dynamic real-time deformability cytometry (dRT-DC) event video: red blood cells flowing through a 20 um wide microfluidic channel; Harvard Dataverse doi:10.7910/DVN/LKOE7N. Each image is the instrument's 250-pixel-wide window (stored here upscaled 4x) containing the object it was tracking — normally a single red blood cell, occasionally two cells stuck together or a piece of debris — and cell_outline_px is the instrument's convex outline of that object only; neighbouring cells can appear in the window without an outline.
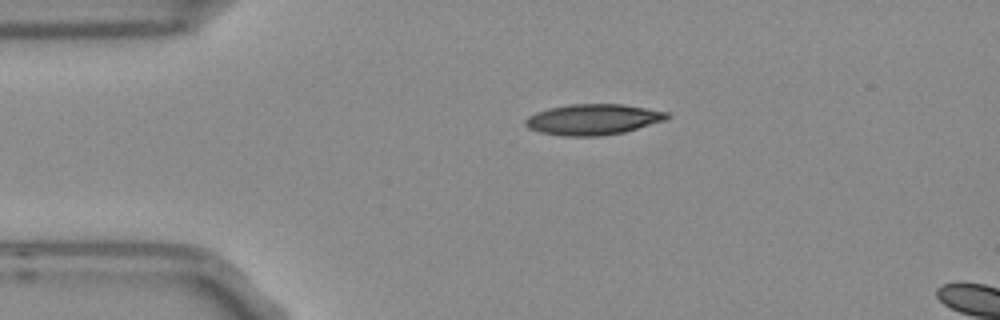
{"species": "Egyptian fruit bat (a non-hibernating species)", "species_latin": "Rousettus aegyptiacus", "temperature_condition": "room temperature", "stored_images_in_passage": 2, "camera_frame_rate_fps": 3000, "um_per_image_px": 0.085, "frame": {"image": 1, "passage_image": 1, "time_ms": 0.0, "image_size_px": [1000, 320], "cell_outline_px": [[672, 116], [668, 120], [624, 132], [600, 136], [564, 136], [540, 132], [528, 128], [524, 124], [524, 120], [528, 116], [536, 112], [548, 108], [568, 104], [620, 104], [672, 112]], "centroid_in_image_um": [50.45, 10.15], "position_along_channel_um": 34.5, "area_um2": 25.72}}